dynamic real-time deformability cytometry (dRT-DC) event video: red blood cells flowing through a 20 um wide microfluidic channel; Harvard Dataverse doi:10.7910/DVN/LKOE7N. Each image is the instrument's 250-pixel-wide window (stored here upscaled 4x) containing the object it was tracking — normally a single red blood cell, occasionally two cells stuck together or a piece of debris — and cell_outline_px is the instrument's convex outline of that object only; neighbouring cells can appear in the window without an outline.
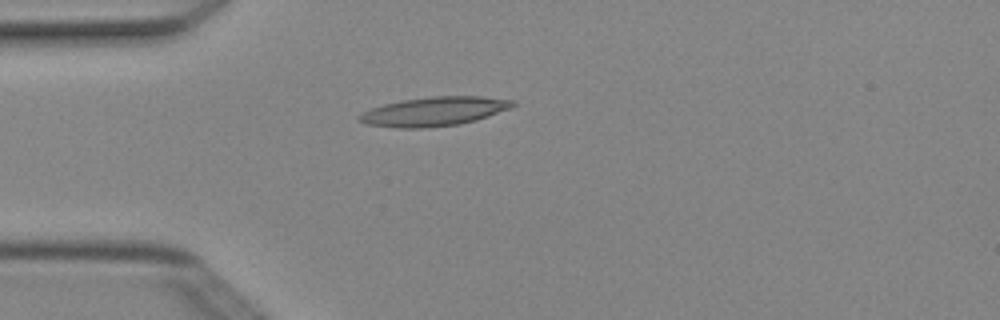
{"species": "Egyptian fruit bat (a non-hibernating species)", "species_latin": "Rousettus aegyptiacus", "temperature_condition": "cold", "stored_images_in_passage": 4, "camera_frame_rate_fps": 3000, "um_per_image_px": 0.085, "animal": {"sex": "female"}, "frame": {"image": 1, "passage_image": 4, "time_ms": 1.0, "image_size_px": [1000, 320], "cell_outline_px": [[516, 104], [512, 108], [476, 120], [460, 124], [424, 128], [396, 128], [364, 124], [356, 120], [356, 116], [360, 112], [384, 104], [404, 100], [432, 96], [480, 96], [516, 100]], "centroid_in_image_um": [36.88, 9.48], "position_along_channel_um": 48.1, "area_um2": 26.3}}